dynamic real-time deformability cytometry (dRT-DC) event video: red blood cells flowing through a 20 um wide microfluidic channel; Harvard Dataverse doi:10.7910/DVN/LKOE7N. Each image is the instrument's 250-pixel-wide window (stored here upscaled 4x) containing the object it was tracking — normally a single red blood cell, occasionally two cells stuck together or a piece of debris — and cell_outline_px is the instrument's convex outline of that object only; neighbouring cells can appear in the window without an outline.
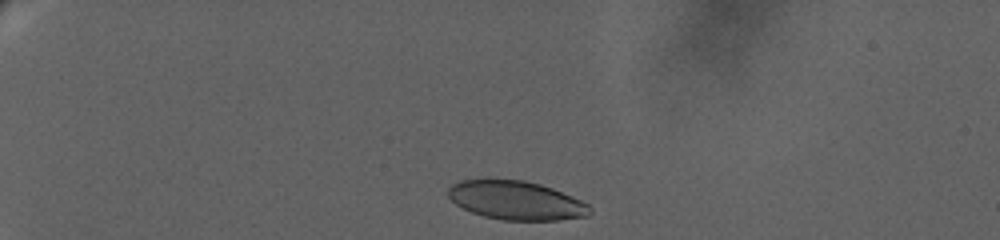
{"species": "human", "species_latin": "Homo sapiens", "temperature_condition": "warm", "stored_images_in_passage": 6, "camera_frame_rate_fps": 3000, "um_per_image_px": 0.085, "donor": {"sex": "female"}, "frame": {"image": 1, "passage_image": 1, "time_ms": 0.0, "image_size_px": [1000, 240], "cell_outline_px": [[592, 212], [588, 216], [556, 220], [504, 220], [484, 216], [472, 212], [456, 204], [448, 196], [448, 188], [452, 184], [460, 180], [484, 176], [524, 180], [540, 184], [552, 188], [572, 196], [588, 204], [592, 208]], "centroid_in_image_um": [43.83, 16.98], "position_along_channel_um": 41.2, "area_um2": 32.71}}
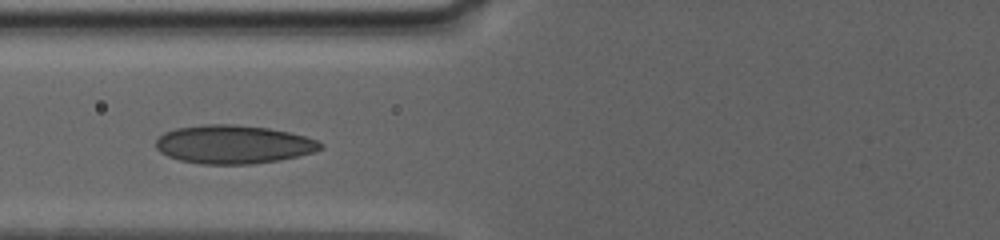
{"frame": {"image": 2, "passage_image": 5, "time_ms": 4.667, "image_size_px": [1000, 240], "cell_outline_px": [[324, 148], [312, 152], [280, 160], [252, 164], [200, 164], [180, 160], [168, 156], [160, 152], [156, 148], [156, 140], [164, 132], [176, 128], [204, 124], [232, 124], [268, 128], [288, 132], [304, 136], [316, 140], [324, 144]], "centroid_in_image_um": [19.82, 12.27], "position_along_channel_um": 106.0, "area_um2": 36.88}}
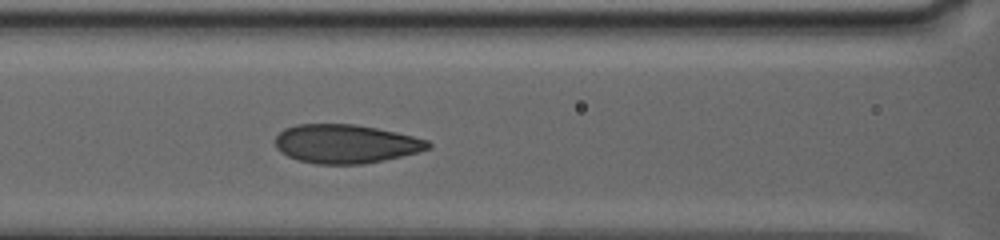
{"frame": {"image": 3, "passage_image": 6, "time_ms": 5.667, "image_size_px": [1000, 240], "cell_outline_px": [[432, 148], [384, 160], [364, 164], [316, 164], [296, 160], [280, 152], [276, 148], [276, 136], [284, 128], [296, 124], [356, 124], [396, 132], [428, 140], [432, 144]], "centroid_in_image_um": [29.36, 12.23], "position_along_channel_um": 137.2, "area_um2": 34.62}}